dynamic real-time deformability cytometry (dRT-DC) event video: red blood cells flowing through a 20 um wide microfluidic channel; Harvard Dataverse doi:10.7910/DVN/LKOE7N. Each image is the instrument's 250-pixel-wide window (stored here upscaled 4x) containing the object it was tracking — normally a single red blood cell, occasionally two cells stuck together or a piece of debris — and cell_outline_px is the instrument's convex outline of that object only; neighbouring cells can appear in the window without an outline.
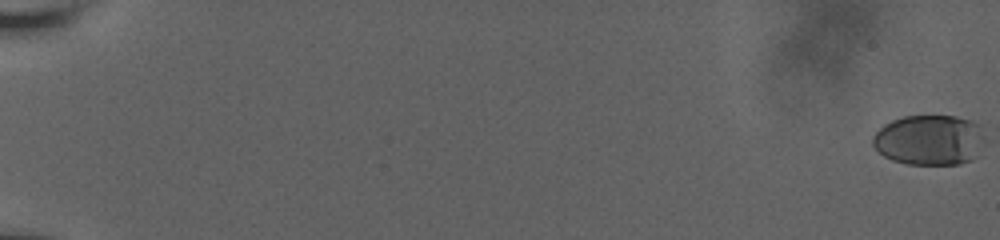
{"species": "human", "species_latin": "Homo sapiens", "temperature_condition": "room temperature", "stored_images_in_passage": 60, "camera_frame_rate_fps": 3000, "um_per_image_px": 0.085, "donor": {"sex": "male"}, "frame": {"image": 1, "passage_image": 1, "time_ms": 0.0, "image_size_px": [1000, 240], "cell_outline_px": [[984, 140], [976, 156], [972, 160], [960, 164], [908, 164], [892, 160], [884, 156], [872, 144], [872, 136], [884, 124], [892, 120], [904, 116], [956, 116], [972, 120], [980, 124], [984, 136]], "centroid_in_image_um": [79.02, 11.89], "position_along_channel_um": 6.0, "area_um2": 33.06}}
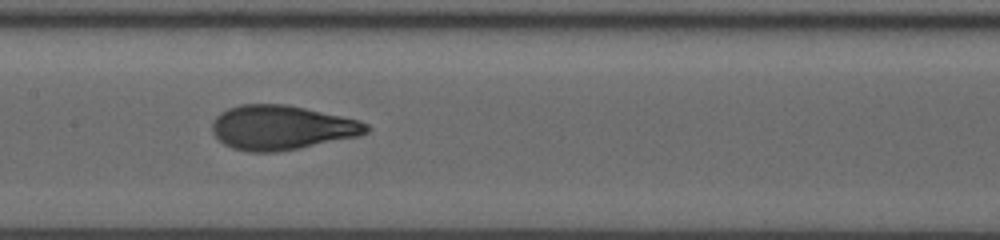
{"frame": {"image": 2, "passage_image": 34, "time_ms": 11.0, "image_size_px": [1000, 240], "cell_outline_px": [[372, 128], [368, 132], [360, 136], [276, 152], [248, 152], [232, 148], [224, 144], [212, 132], [212, 124], [216, 116], [220, 112], [228, 108], [240, 104], [284, 104], [304, 108], [360, 120], [368, 124]], "centroid_in_image_um": [23.94, 10.84], "position_along_channel_um": 183.5, "area_um2": 39.88}}
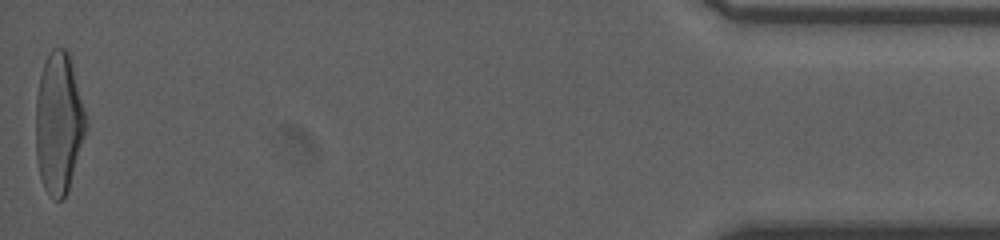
{"frame": {"image": 3, "passage_image": 60, "time_ms": 19.667, "image_size_px": [1000, 240], "cell_outline_px": [[88, 128], [68, 192], [60, 200], [52, 200], [48, 196], [44, 188], [40, 176], [36, 160], [36, 96], [40, 76], [44, 60], [48, 52], [52, 48], [64, 48], [68, 52], [88, 120]], "centroid_in_image_um": [5.0, 10.51], "position_along_channel_um": 430.2, "area_um2": 41.85}, "authors_computed_cell_mechanics": {"area_um2": 38.7549, "velocity_mm_per_s": 3.8091, "shape_relaxation_time_tau1_ms": 4.0838, "shape_relaxation_time_tau2_ms": 0.7799, "deformation_change_tau1": 0.2076, "deformation_change_tau2": 0.0616}}